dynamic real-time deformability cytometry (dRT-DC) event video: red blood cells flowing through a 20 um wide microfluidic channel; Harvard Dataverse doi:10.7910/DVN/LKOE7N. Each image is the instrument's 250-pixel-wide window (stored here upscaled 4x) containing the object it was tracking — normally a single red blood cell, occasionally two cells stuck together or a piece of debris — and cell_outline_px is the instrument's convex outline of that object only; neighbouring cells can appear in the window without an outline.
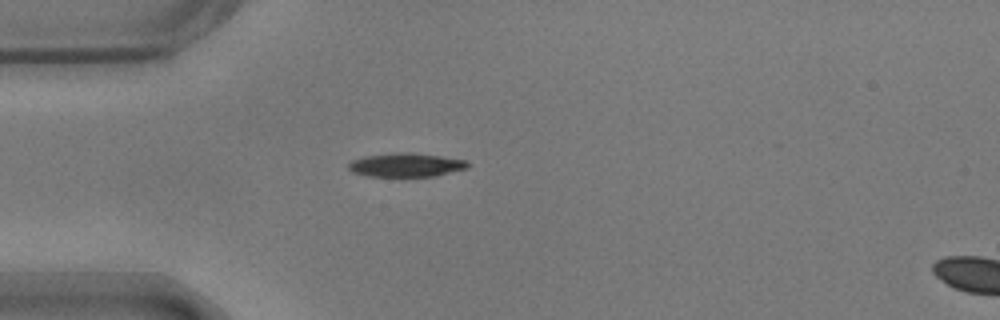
{"species": "common noctule bat (a hibernating species)", "species_latin": "Nyctalus noctula", "temperature_condition": "warm", "stored_images_in_passage": 41, "camera_frame_rate_fps": 3000, "um_per_image_px": 0.085, "animal": {"sex": "male", "body_mass_g": 17.9}, "frame": {"image": 1, "passage_image": 1, "time_ms": 0.0, "image_size_px": [1000, 320], "cell_outline_px": [[468, 168], [436, 176], [368, 176], [352, 172], [348, 168], [348, 164], [352, 160], [364, 156], [400, 152], [408, 152], [440, 156], [468, 160]], "centroid_in_image_um": [34.52, 14.02], "position_along_channel_um": 50.5, "area_um2": 16.47}}
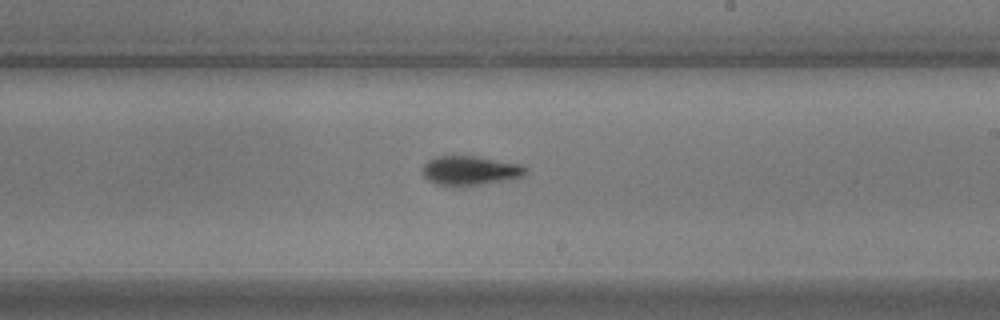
{"frame": {"image": 2, "passage_image": 18, "time_ms": 5.667, "image_size_px": [1000, 320], "cell_outline_px": [[528, 172], [524, 176], [480, 184], [440, 184], [428, 180], [424, 176], [424, 164], [428, 160], [436, 156], [476, 156], [520, 164], [528, 168]], "centroid_in_image_um": [40.0, 14.46], "position_along_channel_um": 249.0, "area_um2": 16.99}}
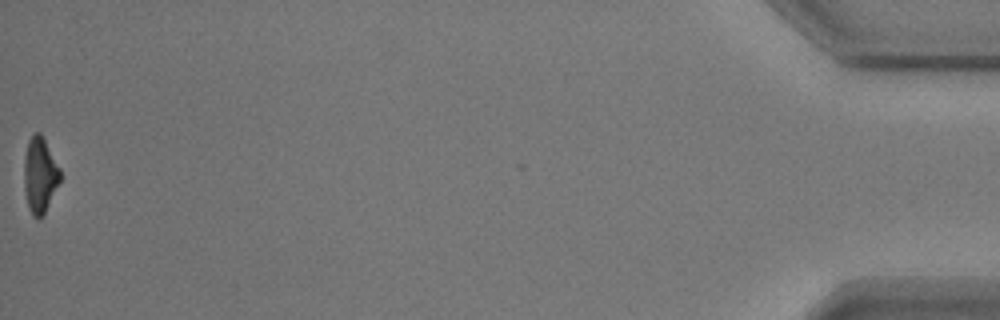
{"frame": {"image": 3, "passage_image": 41, "time_ms": 13.333, "image_size_px": [1000, 320], "cell_outline_px": [[60, 180], [40, 220], [36, 220], [32, 216], [28, 208], [24, 192], [24, 156], [28, 140], [36, 132], [40, 132], [60, 168]], "centroid_in_image_um": [3.36, 14.9], "position_along_channel_um": 431.8, "area_um2": 15.84}, "authors_computed_cell_mechanics": {"area_um2": 17.1666, "velocity_mm_per_s": 3.6786, "shape_relaxation_time_tau1_ms": 3.8843, "shape_relaxation_time_tau2_ms": 3.5776, "deformation_change_tau1": 0.1664, "deformation_change_tau2": 0.1024}}